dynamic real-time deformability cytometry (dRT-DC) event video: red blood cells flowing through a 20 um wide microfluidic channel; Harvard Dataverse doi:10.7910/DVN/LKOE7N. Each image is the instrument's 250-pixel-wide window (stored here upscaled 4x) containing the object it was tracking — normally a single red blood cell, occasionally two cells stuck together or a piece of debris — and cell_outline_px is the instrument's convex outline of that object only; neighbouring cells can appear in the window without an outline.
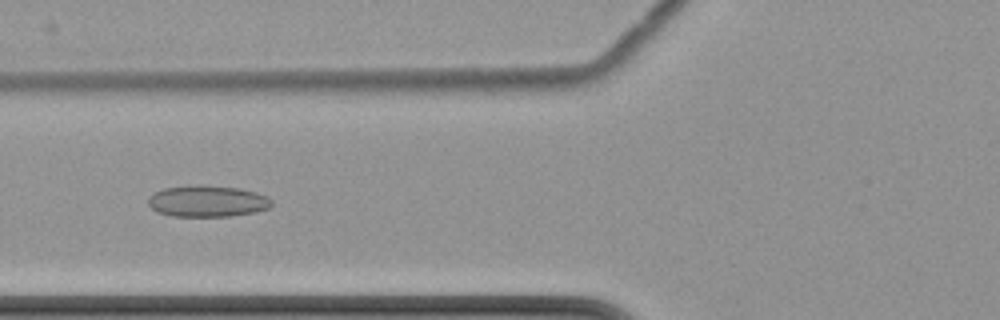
{"species": "common noctule bat (a hibernating species)", "species_latin": "Nyctalus noctula", "temperature_condition": "cold", "stored_images_in_passage": 8, "camera_frame_rate_fps": 3000, "um_per_image_px": 0.085, "animal": {"sex": "female", "body_mass_g": 22.7, "forearm_length_mm": 54.2}, "frame": {"image": 1, "passage_image": 8, "time_ms": 8.667, "image_size_px": [1000, 320], "cell_outline_px": [[272, 204], [268, 208], [256, 212], [228, 216], [172, 216], [156, 212], [148, 204], [148, 196], [152, 192], [164, 188], [188, 184], [204, 184], [240, 188], [256, 192], [268, 196], [272, 200]], "centroid_in_image_um": [17.59, 17.07], "position_along_channel_um": 108.2, "area_um2": 23.12}}